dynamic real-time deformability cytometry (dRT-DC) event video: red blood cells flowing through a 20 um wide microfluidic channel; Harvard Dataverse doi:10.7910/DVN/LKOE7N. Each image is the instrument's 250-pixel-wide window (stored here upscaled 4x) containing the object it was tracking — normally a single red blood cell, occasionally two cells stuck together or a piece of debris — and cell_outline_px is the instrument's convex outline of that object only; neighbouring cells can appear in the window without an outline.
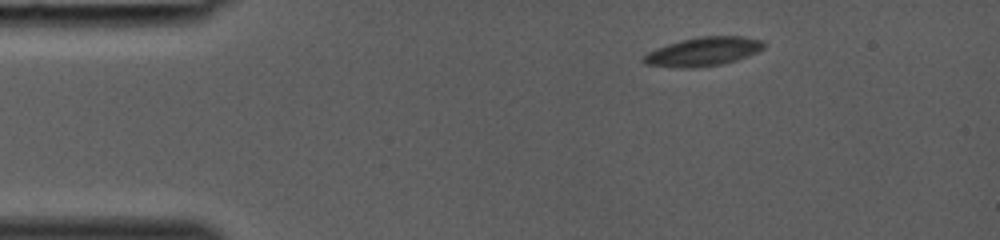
{"species": "common noctule bat (a hibernating species)", "species_latin": "Nyctalus noctula", "temperature_condition": "room temperature", "stored_images_in_passage": 30, "camera_frame_rate_fps": 3000, "um_per_image_px": 0.085, "animal": {"sex": "female", "body_mass_g": 19.0, "forearm_length_mm": 53.3}, "frame": {"image": 1, "passage_image": 1, "time_ms": 0.0, "image_size_px": [1000, 240], "cell_outline_px": [[768, 44], [764, 48], [748, 56], [724, 64], [692, 68], [684, 68], [644, 64], [640, 60], [648, 52], [656, 48], [680, 40], [700, 36], [744, 36], [764, 40]], "centroid_in_image_um": [59.81, 4.38], "position_along_channel_um": 25.2, "area_um2": 20.4}}
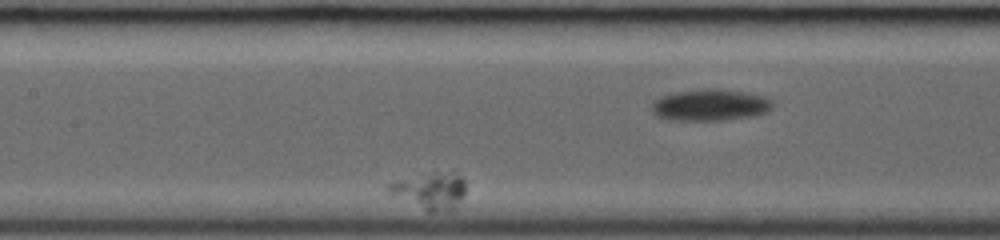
{"frame": {"image": 2, "passage_image": 13, "time_ms": 4.0, "image_size_px": [1000, 240], "cell_outline_px": [[464, 192], [456, 208], [452, 212], [428, 212], [392, 196], [384, 192], [384, 188], [388, 184], [404, 180], [436, 176], [460, 176], [464, 180]], "centroid_in_image_um": [36.51, 16.37], "position_along_channel_um": 170.9, "area_um2": 15.43}}
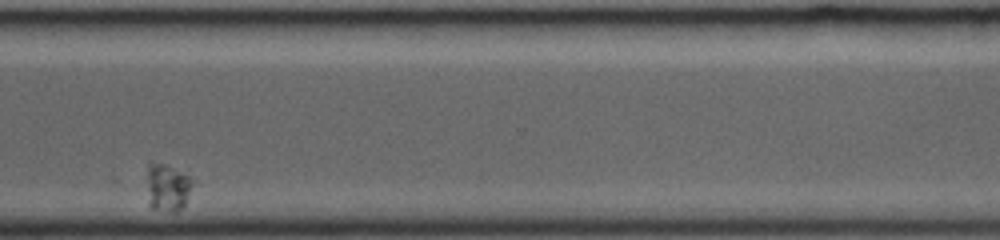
{"frame": {"image": 3, "passage_image": 28, "time_ms": 9.0, "image_size_px": [1000, 240], "cell_outline_px": [[192, 184], [184, 204], [176, 212], [172, 212], [152, 208], [148, 204], [148, 168], [152, 164], [164, 164], [188, 176], [192, 180]], "centroid_in_image_um": [14.22, 15.97], "position_along_channel_um": 356.4, "area_um2": 12.02}}